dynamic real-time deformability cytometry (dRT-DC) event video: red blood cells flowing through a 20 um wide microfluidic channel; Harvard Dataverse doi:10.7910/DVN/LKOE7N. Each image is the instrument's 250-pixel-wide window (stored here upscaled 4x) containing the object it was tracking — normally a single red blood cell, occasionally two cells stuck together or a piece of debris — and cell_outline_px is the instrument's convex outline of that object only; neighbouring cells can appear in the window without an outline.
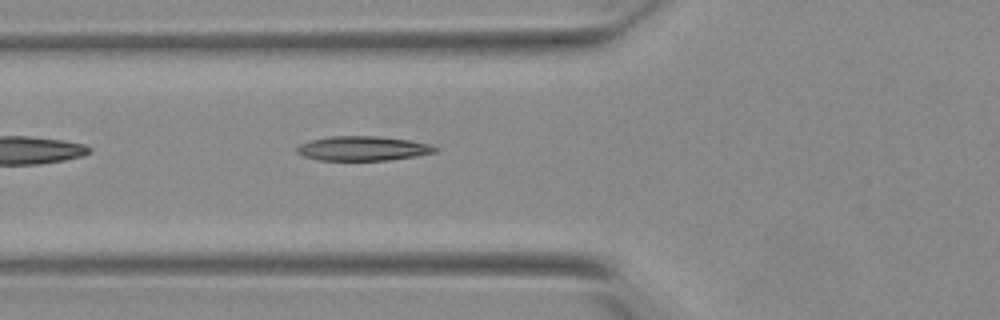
{"species": "Egyptian fruit bat (a non-hibernating species)", "species_latin": "Rousettus aegyptiacus", "temperature_condition": "warm", "stored_images_in_passage": 12, "camera_frame_rate_fps": 3000, "um_per_image_px": 0.085, "animal": {"sex": "female"}, "frame": {"image": 1, "passage_image": 3, "time_ms": 0.667, "image_size_px": [1000, 320], "cell_outline_px": [[440, 148], [436, 152], [416, 156], [388, 160], [320, 160], [304, 156], [296, 152], [296, 148], [300, 144], [312, 140], [332, 136], [380, 136], [408, 140], [432, 144]], "centroid_in_image_um": [30.89, 12.61], "position_along_channel_um": 94.9, "area_um2": 19.71}}
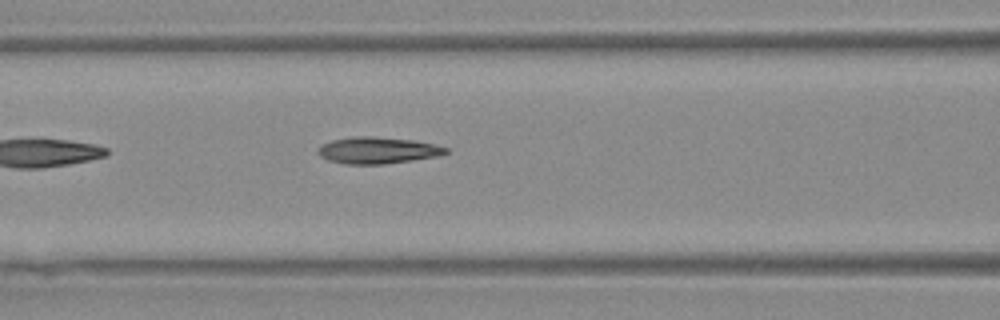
{"frame": {"image": 2, "passage_image": 6, "time_ms": 1.667, "image_size_px": [1000, 320], "cell_outline_px": [[448, 152], [440, 156], [412, 160], [380, 164], [344, 164], [328, 160], [320, 156], [316, 152], [316, 148], [320, 144], [332, 140], [352, 136], [372, 136], [412, 140], [432, 144], [448, 148]], "centroid_in_image_um": [32.03, 12.77], "position_along_channel_um": 134.6, "area_um2": 19.88}}
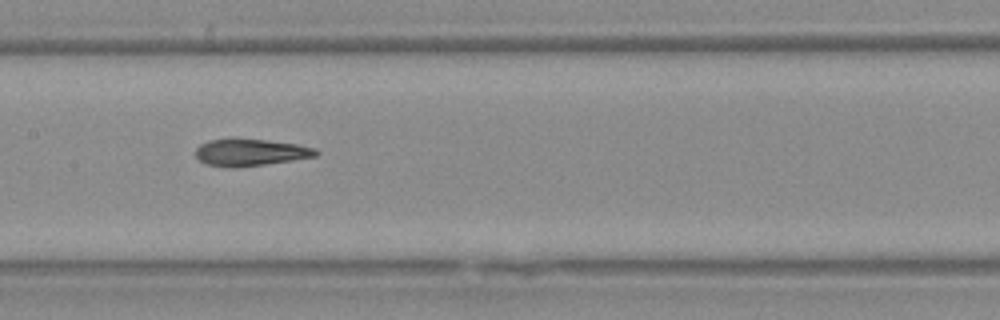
{"frame": {"image": 3, "passage_image": 10, "time_ms": 3.0, "image_size_px": [1000, 320], "cell_outline_px": [[320, 152], [316, 156], [292, 160], [264, 164], [208, 164], [200, 160], [196, 156], [196, 148], [200, 144], [208, 140], [228, 136], [236, 136], [296, 144], [316, 148]], "centroid_in_image_um": [21.3, 12.86], "position_along_channel_um": 186.1, "area_um2": 18.55}}